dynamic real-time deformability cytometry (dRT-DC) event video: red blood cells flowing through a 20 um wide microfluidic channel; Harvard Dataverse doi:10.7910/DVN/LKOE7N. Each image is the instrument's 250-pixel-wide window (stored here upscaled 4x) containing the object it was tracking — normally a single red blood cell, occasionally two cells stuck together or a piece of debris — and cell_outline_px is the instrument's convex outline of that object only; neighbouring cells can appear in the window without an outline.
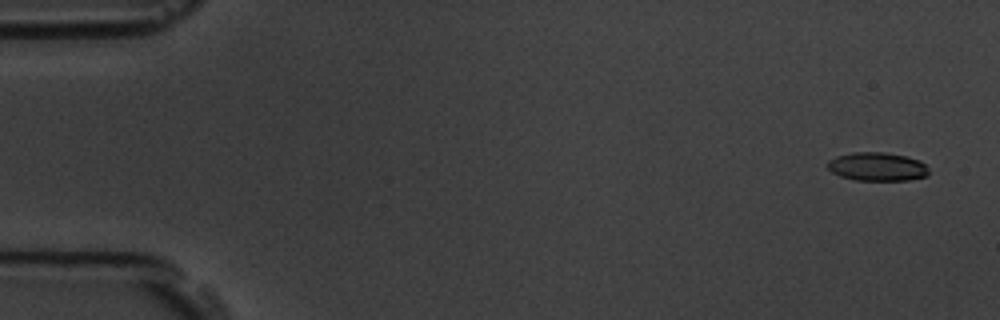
{"species": "common noctule bat (a hibernating species)", "species_latin": "Nyctalus noctula", "temperature_condition": "room temperature", "stored_images_in_passage": 6, "segment_of_instrument_passage": [1, 2], "camera_frame_rate_fps": 3000, "um_per_image_px": 0.085, "animal": {"sex": "male", "body_mass_g": 19.5, "forearm_length_mm": 54.6}, "frame": {"image": 1, "passage_image": 1, "time_ms": 0.0, "image_size_px": [1000, 320], "cell_outline_px": [[928, 176], [908, 180], [852, 180], [840, 176], [832, 172], [828, 168], [828, 160], [836, 156], [852, 152], [884, 152], [904, 156], [920, 160], [928, 168]], "centroid_in_image_um": [74.55, 14.17], "position_along_channel_um": 10.4, "area_um2": 16.88}}